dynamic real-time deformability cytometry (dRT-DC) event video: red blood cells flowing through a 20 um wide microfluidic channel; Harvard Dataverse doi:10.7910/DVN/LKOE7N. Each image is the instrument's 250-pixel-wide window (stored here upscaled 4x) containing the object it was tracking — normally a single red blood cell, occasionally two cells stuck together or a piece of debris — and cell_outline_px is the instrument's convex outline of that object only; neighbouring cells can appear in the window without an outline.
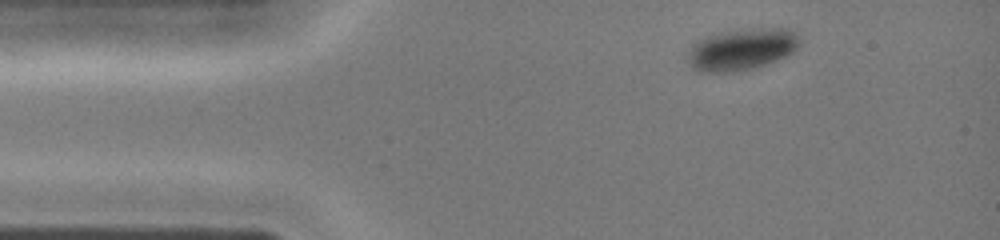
{"species": "common noctule bat (a hibernating species)", "species_latin": "Nyctalus noctula", "temperature_condition": "cold", "stored_images_in_passage": 34, "camera_frame_rate_fps": 3000, "um_per_image_px": 0.085, "animal": {"sex": "female", "body_mass_g": 19.0, "forearm_length_mm": 51.5}, "frame": {"image": 1, "passage_image": 1, "time_ms": 0.0, "image_size_px": [1000, 240], "cell_outline_px": [[800, 44], [792, 52], [776, 60], [752, 68], [732, 72], [704, 72], [692, 68], [688, 60], [688, 52], [692, 44], [696, 40], [708, 36], [728, 32], [752, 28], [788, 28], [800, 40]], "centroid_in_image_um": [63.02, 4.2], "position_along_channel_um": 22.0, "area_um2": 26.7}}
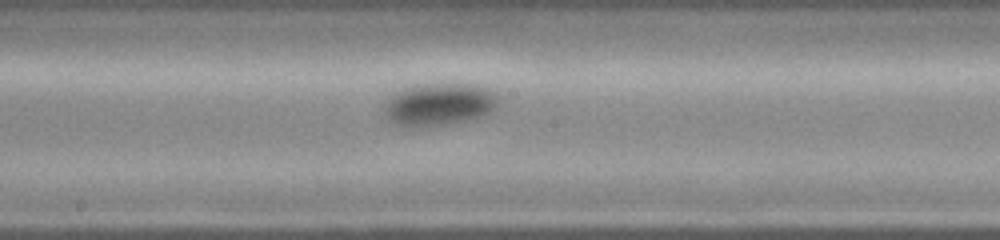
{"frame": {"image": 2, "passage_image": 17, "time_ms": 5.333, "image_size_px": [1000, 240], "cell_outline_px": [[496, 108], [488, 112], [464, 120], [444, 124], [420, 128], [400, 124], [388, 120], [384, 112], [384, 108], [388, 100], [396, 92], [412, 84], [472, 84], [484, 88], [496, 96]], "centroid_in_image_um": [37.24, 8.86], "position_along_channel_um": 211.0, "area_um2": 27.51}}
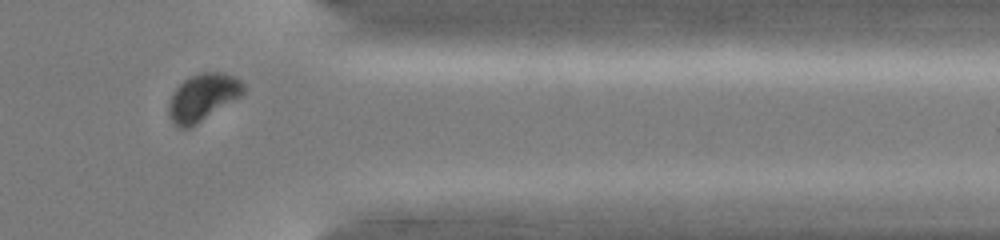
{"frame": {"image": 3, "passage_image": 29, "time_ms": 9.333, "image_size_px": [1000, 240], "cell_outline_px": [[244, 92], [240, 96], [192, 128], [176, 128], [168, 116], [168, 104], [176, 88], [184, 80], [200, 72], [224, 72], [240, 80], [244, 84]], "centroid_in_image_um": [17.21, 8.3], "position_along_channel_um": 394.2, "area_um2": 20.58}}